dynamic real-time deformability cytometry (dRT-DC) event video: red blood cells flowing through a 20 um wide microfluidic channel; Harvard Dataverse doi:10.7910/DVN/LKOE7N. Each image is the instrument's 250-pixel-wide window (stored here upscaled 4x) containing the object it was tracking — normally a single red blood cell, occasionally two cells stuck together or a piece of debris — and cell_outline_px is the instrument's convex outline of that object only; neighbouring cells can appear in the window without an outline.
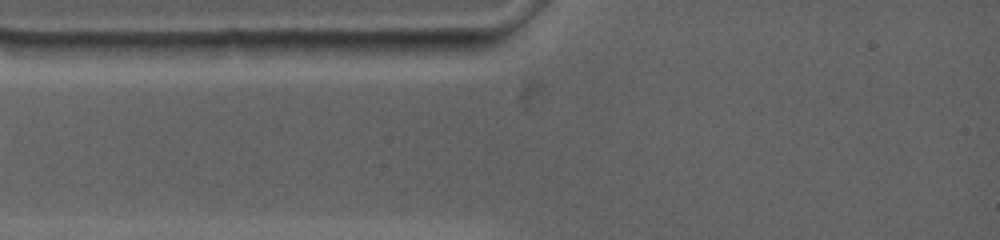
{"species": "common noctule bat (a hibernating species)", "species_latin": "Nyctalus noctula", "temperature_condition": "warm", "stored_images_in_passage": 3, "camera_frame_rate_fps": 4500, "um_per_image_px": 0.085, "animal": {"sex": "female", "body_mass_g": 19.0, "forearm_length_mm": 53.3}, "frame": {"image": 1, "passage_image": 1, "time_ms": 0.0, "image_size_px": [1000, 240], "cell_outline_px": [[488, 40], [484, 44], [476, 48], [444, 52], [392, 56], [372, 52], [360, 44], [372, 40]], "centroid_in_image_um": [35.66, 3.94], "position_along_channel_um": 49.3, "area_um2": 10.52}}